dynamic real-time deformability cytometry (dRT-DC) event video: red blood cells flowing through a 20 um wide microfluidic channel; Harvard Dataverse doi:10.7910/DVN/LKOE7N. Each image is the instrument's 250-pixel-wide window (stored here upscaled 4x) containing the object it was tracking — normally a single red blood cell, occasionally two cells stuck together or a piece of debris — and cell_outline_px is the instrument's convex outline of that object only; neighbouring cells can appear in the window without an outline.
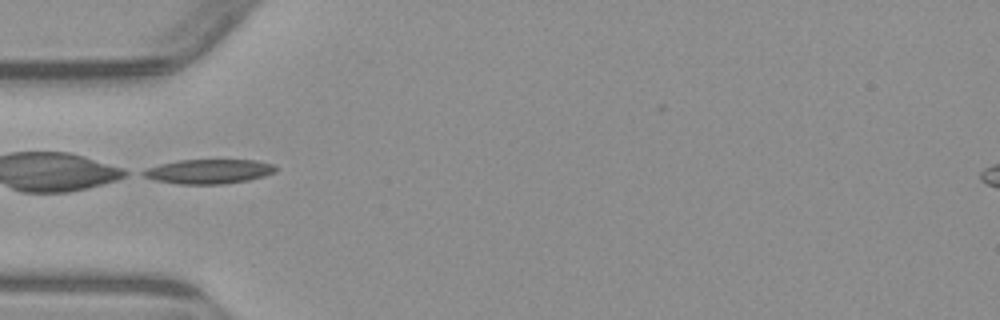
{"species": "common noctule bat (a hibernating species)", "species_latin": "Nyctalus noctula", "temperature_condition": "warm", "stored_images_in_passage": 7, "camera_frame_rate_fps": 3000, "um_per_image_px": 0.085, "animal": {"sex": "male", "body_mass_g": 23.1, "forearm_length_mm": 52.7}, "frame": {"image": 1, "passage_image": 4, "time_ms": 4.667, "image_size_px": [1000, 320], "cell_outline_px": [[280, 168], [276, 172], [264, 176], [248, 180], [224, 184], [180, 184], [156, 180], [144, 176], [140, 172], [148, 168], [160, 164], [176, 160], [256, 160], [276, 164]], "centroid_in_image_um": [17.82, 14.56], "position_along_channel_um": 67.2, "area_um2": 19.02}}
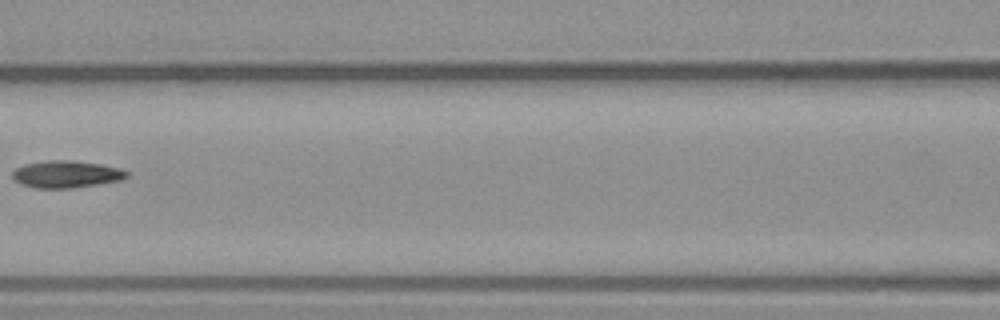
{"frame": {"image": 2, "passage_image": 6, "time_ms": 7.0, "image_size_px": [1000, 320], "cell_outline_px": [[128, 176], [120, 180], [72, 188], [36, 188], [24, 184], [16, 180], [12, 176], [12, 172], [16, 168], [24, 164], [48, 160], [72, 160], [100, 164], [120, 168], [128, 172]], "centroid_in_image_um": [5.64, 14.79], "position_along_channel_um": 161.0, "area_um2": 17.86}}
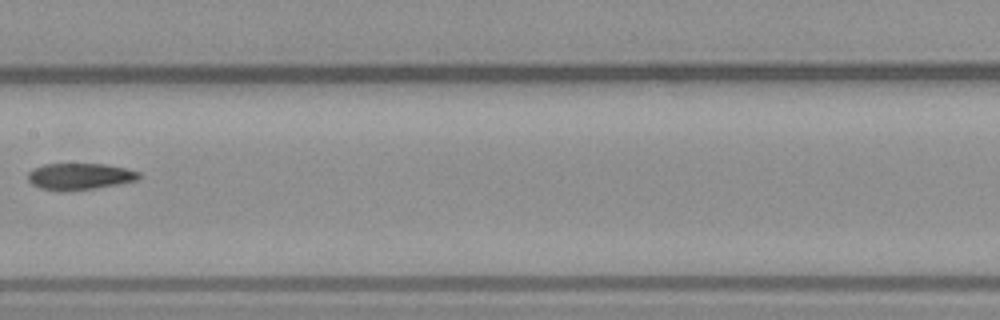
{"frame": {"image": 3, "passage_image": 7, "time_ms": 8.0, "image_size_px": [1000, 320], "cell_outline_px": [[140, 176], [136, 180], [96, 188], [60, 192], [40, 188], [32, 184], [28, 180], [28, 172], [32, 168], [44, 164], [104, 164], [124, 168], [140, 172]], "centroid_in_image_um": [6.71, 15.0], "position_along_channel_um": 200.7, "area_um2": 17.17}}